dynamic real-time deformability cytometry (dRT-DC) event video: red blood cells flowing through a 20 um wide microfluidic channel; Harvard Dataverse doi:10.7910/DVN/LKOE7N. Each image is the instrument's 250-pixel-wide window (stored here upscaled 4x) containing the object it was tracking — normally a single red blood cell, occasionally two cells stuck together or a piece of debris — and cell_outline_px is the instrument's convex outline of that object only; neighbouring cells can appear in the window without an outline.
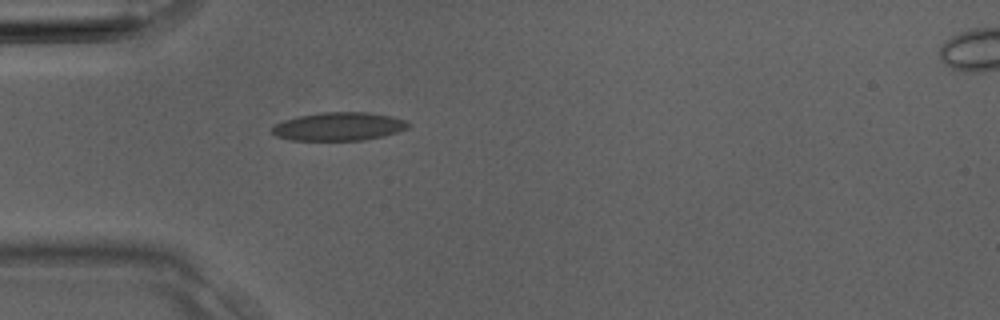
{"species": "Egyptian fruit bat (a non-hibernating species)", "species_latin": "Rousettus aegyptiacus", "temperature_condition": "room temperature", "stored_images_in_passage": 2, "camera_frame_rate_fps": 3000, "um_per_image_px": 0.085, "animal": {"sex": "male"}, "frame": {"image": 1, "passage_image": 1, "time_ms": 0.0, "image_size_px": [1000, 320], "cell_outline_px": [[412, 124], [408, 128], [384, 136], [364, 140], [288, 140], [276, 136], [268, 132], [276, 124], [284, 120], [300, 116], [324, 112], [368, 112], [392, 116], [408, 120]], "centroid_in_image_um": [28.82, 10.75], "position_along_channel_um": 56.2, "area_um2": 22.66}}